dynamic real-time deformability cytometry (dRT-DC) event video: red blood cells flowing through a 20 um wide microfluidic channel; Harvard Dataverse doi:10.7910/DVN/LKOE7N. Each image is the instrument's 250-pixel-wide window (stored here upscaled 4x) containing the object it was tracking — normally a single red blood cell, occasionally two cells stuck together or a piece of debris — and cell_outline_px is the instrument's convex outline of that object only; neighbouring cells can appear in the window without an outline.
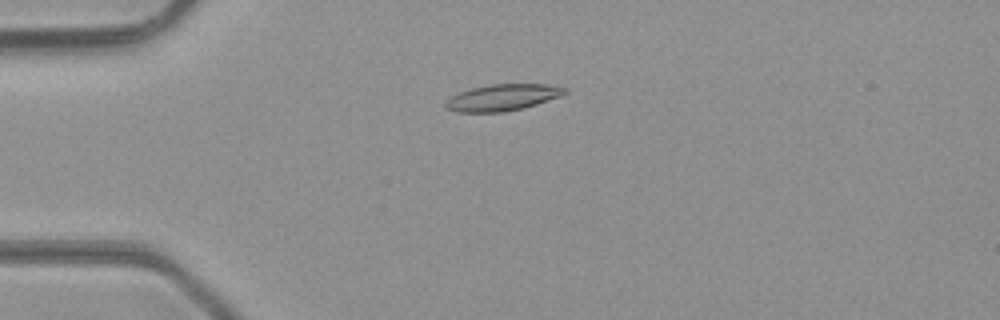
{"species": "common noctule bat (a hibernating species)", "species_latin": "Nyctalus noctula", "temperature_condition": "room temperature", "stored_images_in_passage": 38, "camera_frame_rate_fps": 3000, "um_per_image_px": 0.085, "animal": {"sex": "male", "body_mass_g": 23.1, "forearm_length_mm": 52.7}, "frame": {"image": 1, "passage_image": 2, "time_ms": 0.333, "image_size_px": [1000, 320], "cell_outline_px": [[568, 92], [560, 96], [524, 108], [504, 112], [456, 112], [448, 108], [444, 104], [444, 100], [460, 92], [472, 88], [492, 84], [548, 84], [564, 88]], "centroid_in_image_um": [42.7, 8.29], "position_along_channel_um": 42.3, "area_um2": 18.26}}
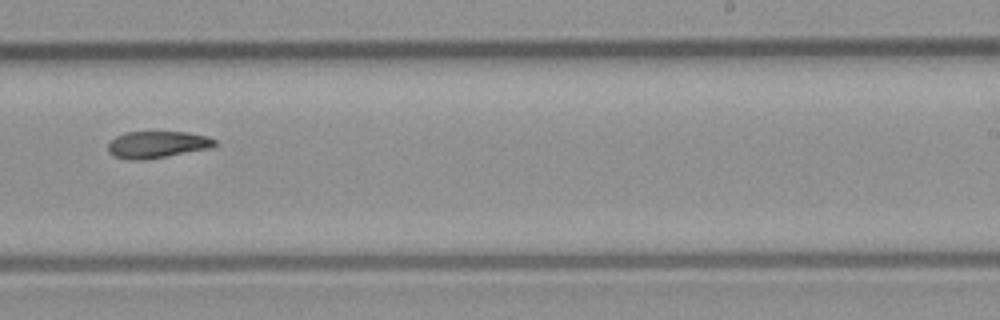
{"frame": {"image": 2, "passage_image": 20, "time_ms": 6.333, "image_size_px": [1000, 320], "cell_outline_px": [[216, 144], [208, 148], [144, 160], [128, 160], [116, 156], [108, 152], [108, 144], [116, 136], [124, 132], [188, 132], [208, 136], [216, 140]], "centroid_in_image_um": [13.33, 12.28], "position_along_channel_um": 275.7, "area_um2": 16.53}}
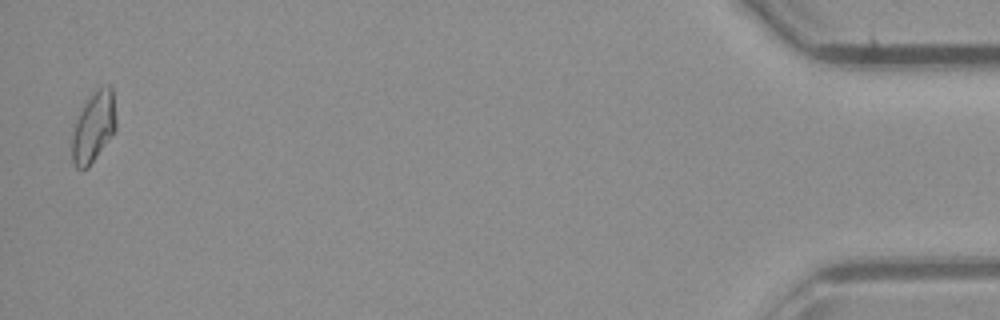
{"frame": {"image": 3, "passage_image": 37, "time_ms": 12.0, "image_size_px": [1000, 320], "cell_outline_px": [[116, 128], [88, 168], [76, 168], [72, 160], [72, 132], [76, 120], [84, 104], [92, 92], [108, 84], [112, 84], [116, 124]], "centroid_in_image_um": [7.95, 10.77], "position_along_channel_um": 427.3, "area_um2": 17.86}}